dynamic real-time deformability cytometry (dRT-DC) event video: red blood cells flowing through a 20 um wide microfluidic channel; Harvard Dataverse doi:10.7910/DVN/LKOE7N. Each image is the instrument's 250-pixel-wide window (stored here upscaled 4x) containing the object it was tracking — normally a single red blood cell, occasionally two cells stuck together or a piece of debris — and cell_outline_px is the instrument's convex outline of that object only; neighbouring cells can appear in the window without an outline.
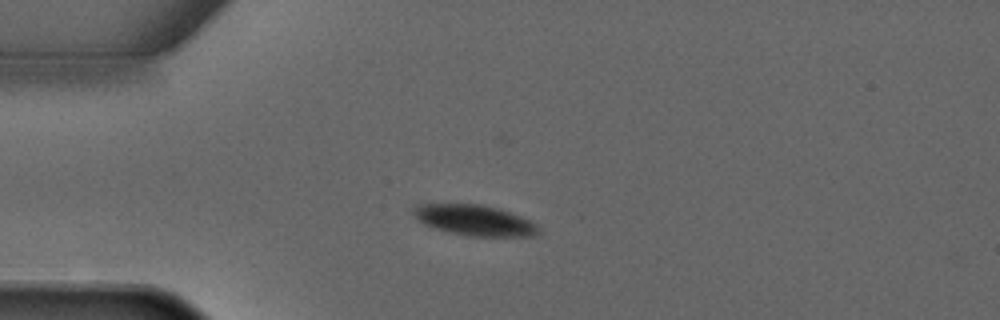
{"species": "common noctule bat (a hibernating species)", "species_latin": "Nyctalus noctula", "temperature_condition": "warm", "stored_images_in_passage": 4, "camera_frame_rate_fps": 3000, "um_per_image_px": 0.085, "animal": {"sex": "male", "forearm_length_mm": 52.5}, "frame": {"image": 1, "passage_image": 3, "time_ms": 2.333, "image_size_px": [1000, 320], "cell_outline_px": [[540, 232], [536, 236], [468, 236], [448, 232], [424, 224], [412, 212], [412, 208], [416, 204], [480, 204], [500, 208], [520, 216], [536, 224], [540, 228]], "centroid_in_image_um": [40.36, 18.72], "position_along_channel_um": 44.6, "area_um2": 22.31}}